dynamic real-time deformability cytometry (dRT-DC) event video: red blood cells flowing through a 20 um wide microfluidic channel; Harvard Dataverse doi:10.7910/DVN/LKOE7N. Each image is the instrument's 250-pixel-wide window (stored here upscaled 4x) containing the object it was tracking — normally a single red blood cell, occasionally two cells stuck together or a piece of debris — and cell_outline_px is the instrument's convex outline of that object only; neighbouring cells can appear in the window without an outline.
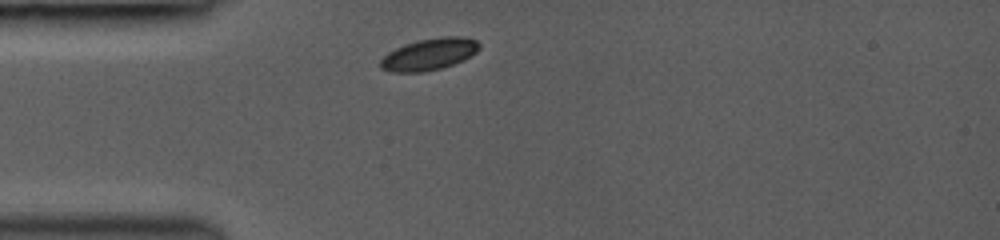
{"species": "common noctule bat (a hibernating species)", "species_latin": "Nyctalus noctula", "temperature_condition": "room temperature", "stored_images_in_passage": 30, "camera_frame_rate_fps": 3000, "um_per_image_px": 0.085, "animal": {"sex": "female", "body_mass_g": 19.0, "forearm_length_mm": 53.3}, "frame": {"image": 1, "passage_image": 1, "time_ms": 0.0, "image_size_px": [1000, 240], "cell_outline_px": [[480, 48], [476, 52], [464, 60], [440, 68], [424, 72], [392, 72], [380, 68], [380, 60], [388, 52], [404, 44], [420, 40], [440, 36], [464, 36], [476, 40], [480, 44]], "centroid_in_image_um": [36.49, 4.6], "position_along_channel_um": 48.5, "area_um2": 18.32}}
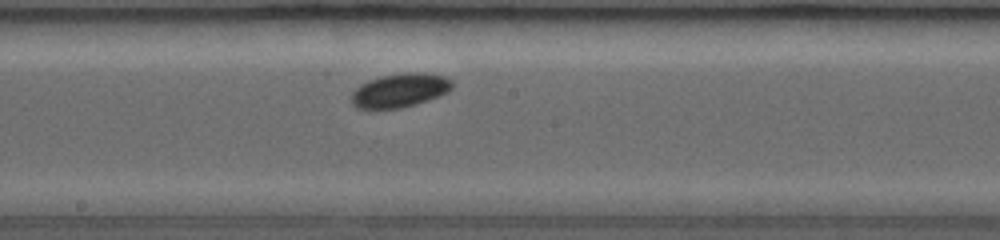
{"frame": {"image": 2, "passage_image": 12, "time_ms": 4.333, "image_size_px": [1000, 240], "cell_outline_px": [[452, 88], [448, 92], [440, 96], [416, 104], [400, 108], [356, 108], [352, 104], [352, 92], [360, 84], [368, 80], [380, 76], [404, 72], [424, 72], [444, 76], [452, 80]], "centroid_in_image_um": [34.01, 7.66], "position_along_channel_um": 214.2, "area_um2": 20.0}}
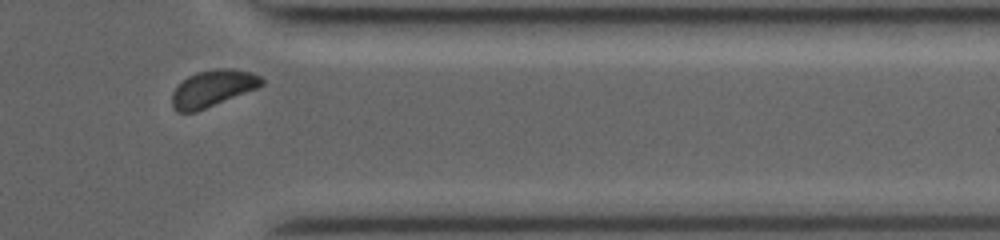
{"frame": {"image": 3, "passage_image": 27, "time_ms": 8.667, "image_size_px": [1000, 240], "cell_outline_px": [[264, 84], [256, 88], [196, 112], [176, 112], [172, 108], [172, 92], [188, 76], [196, 72], [216, 68], [232, 68], [252, 72], [260, 76], [264, 80]], "centroid_in_image_um": [18.08, 7.5], "position_along_channel_um": 393.3, "area_um2": 19.07}, "authors_computed_cell_mechanics": {"area_um2": 19.3052, "velocity_mm_per_s": 4.1236, "shape_relaxation_time_tau1_ms": 1.2801, "shape_relaxation_time_tau2_ms": 5.4189, "deformation_change_tau1": 0.0531, "deformation_change_tau2": 0.0566}}